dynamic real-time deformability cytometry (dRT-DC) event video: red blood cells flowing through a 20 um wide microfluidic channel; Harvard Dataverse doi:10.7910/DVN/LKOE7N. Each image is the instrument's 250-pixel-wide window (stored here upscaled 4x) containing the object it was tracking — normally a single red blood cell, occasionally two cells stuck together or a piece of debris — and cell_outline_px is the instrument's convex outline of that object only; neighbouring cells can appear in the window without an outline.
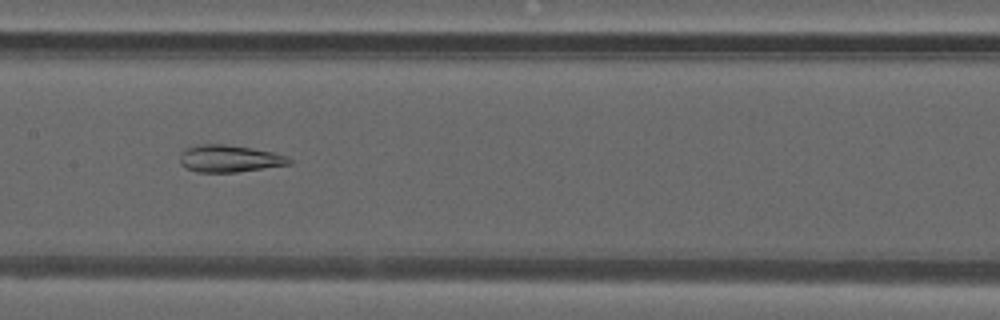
{"species": "common noctule bat (a hibernating species)", "species_latin": "Nyctalus noctula", "temperature_condition": "warm", "stored_images_in_passage": 40, "camera_frame_rate_fps": 3000, "um_per_image_px": 0.085, "animal": {"sex": "male", "forearm_length_mm": 52.5}, "frame": {"image": 1, "passage_image": 24, "time_ms": 7.667, "image_size_px": [1000, 320], "cell_outline_px": [[292, 164], [236, 172], [196, 172], [180, 164], [180, 152], [184, 148], [200, 144], [224, 144], [252, 148], [272, 152], [284, 156], [292, 160]], "centroid_in_image_um": [19.46, 13.48], "position_along_channel_um": 187.9, "area_um2": 17.22}}
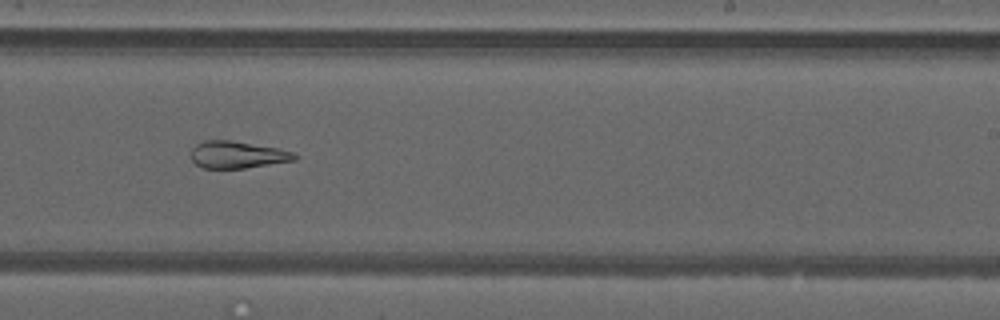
{"frame": {"image": 2, "passage_image": 30, "time_ms": 9.667, "image_size_px": [1000, 320], "cell_outline_px": [[300, 156], [296, 160], [244, 168], [200, 168], [192, 160], [192, 148], [196, 144], [204, 140], [232, 140], [276, 148], [296, 152]], "centroid_in_image_um": [20.2, 13.15], "position_along_channel_um": 268.8, "area_um2": 16.42}}
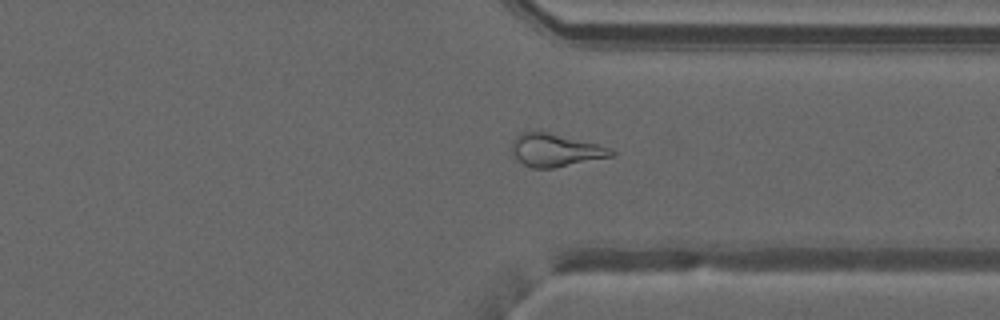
{"frame": {"image": 3, "passage_image": 37, "time_ms": 12.0, "image_size_px": [1000, 320], "cell_outline_px": [[616, 156], [552, 168], [532, 168], [524, 164], [512, 152], [512, 140], [516, 136], [524, 132], [548, 132], [612, 148], [616, 152]], "centroid_in_image_um": [47.26, 12.77], "position_along_channel_um": 364.1, "area_um2": 18.79}, "authors_computed_cell_mechanics": {"area_um2": 21.2415, "velocity_mm_per_s": 4.0837, "shape_relaxation_time_tau1_ms": null, "shape_relaxation_time_tau2_ms": 3.0288, "deformation_change_tau1": null, "deformation_change_tau2": 0.1191}}